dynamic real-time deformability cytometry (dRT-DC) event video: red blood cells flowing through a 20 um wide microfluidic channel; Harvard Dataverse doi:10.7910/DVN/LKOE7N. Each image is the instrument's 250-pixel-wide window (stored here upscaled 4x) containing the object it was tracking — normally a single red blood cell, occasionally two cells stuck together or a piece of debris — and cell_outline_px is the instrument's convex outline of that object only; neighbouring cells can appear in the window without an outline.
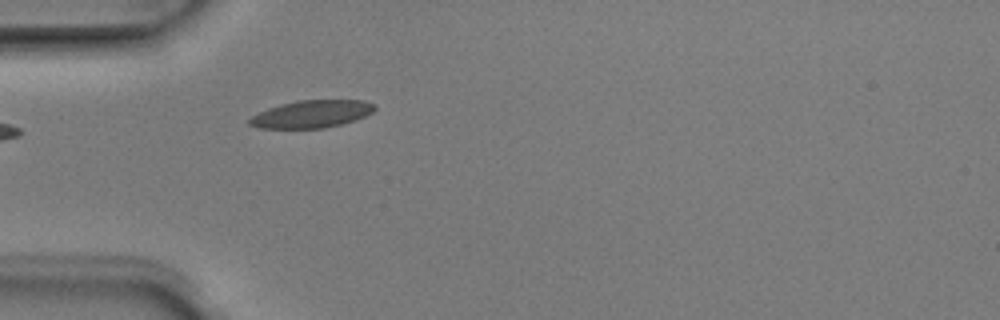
{"species": "Egyptian fruit bat (a non-hibernating species)", "species_latin": "Rousettus aegyptiacus", "temperature_condition": "room temperature", "stored_images_in_passage": 4, "camera_frame_rate_fps": 3000, "um_per_image_px": 0.085, "animal": {"sex": "male"}, "frame": {"image": 1, "passage_image": 4, "time_ms": 1.0, "image_size_px": [1000, 320], "cell_outline_px": [[376, 108], [372, 112], [356, 120], [324, 128], [256, 128], [248, 124], [248, 120], [252, 116], [268, 108], [280, 104], [296, 100], [364, 100], [376, 104]], "centroid_in_image_um": [26.49, 9.69], "position_along_channel_um": 58.5, "area_um2": 20.11}}